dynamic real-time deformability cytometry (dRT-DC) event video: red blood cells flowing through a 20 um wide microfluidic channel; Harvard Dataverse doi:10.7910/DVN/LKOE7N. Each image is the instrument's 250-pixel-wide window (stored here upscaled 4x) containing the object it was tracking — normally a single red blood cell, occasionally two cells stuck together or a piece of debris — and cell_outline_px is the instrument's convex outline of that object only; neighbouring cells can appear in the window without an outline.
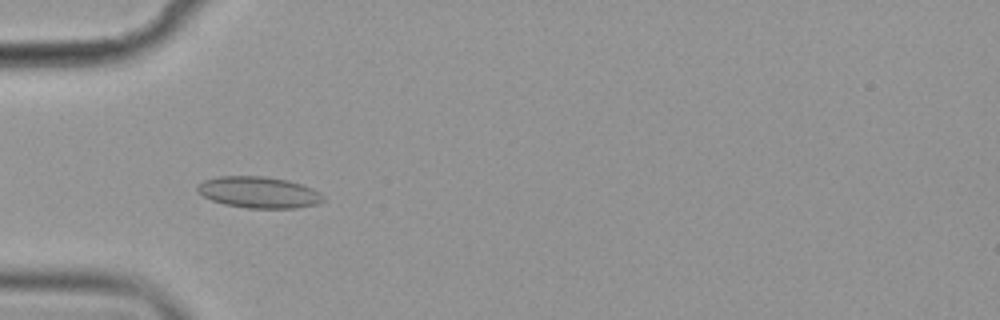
{"species": "common noctule bat (a hibernating species)", "species_latin": "Nyctalus noctula", "temperature_condition": "cold", "stored_images_in_passage": 57, "camera_frame_rate_fps": 3000, "um_per_image_px": 0.085, "animal": {"sex": "female", "body_mass_g": 19.9}, "frame": {"image": 1, "passage_image": 18, "time_ms": 5.667, "image_size_px": [1000, 320], "cell_outline_px": [[324, 200], [316, 204], [296, 208], [248, 208], [224, 204], [212, 200], [196, 192], [196, 188], [204, 180], [220, 176], [264, 176], [288, 180], [312, 188], [320, 192], [324, 196]], "centroid_in_image_um": [22.0, 16.35], "position_along_channel_um": 63.0, "area_um2": 22.95}}
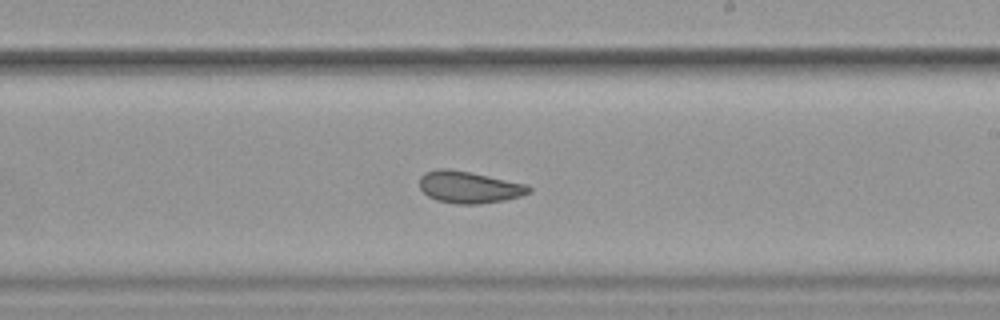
{"frame": {"image": 2, "passage_image": 34, "time_ms": 11.0, "image_size_px": [1000, 320], "cell_outline_px": [[532, 192], [520, 196], [504, 200], [476, 204], [456, 204], [436, 200], [428, 196], [420, 188], [420, 176], [424, 172], [440, 168], [448, 168], [528, 184], [532, 188]], "centroid_in_image_um": [39.87, 15.91], "position_along_channel_um": 249.1, "area_um2": 20.29}}
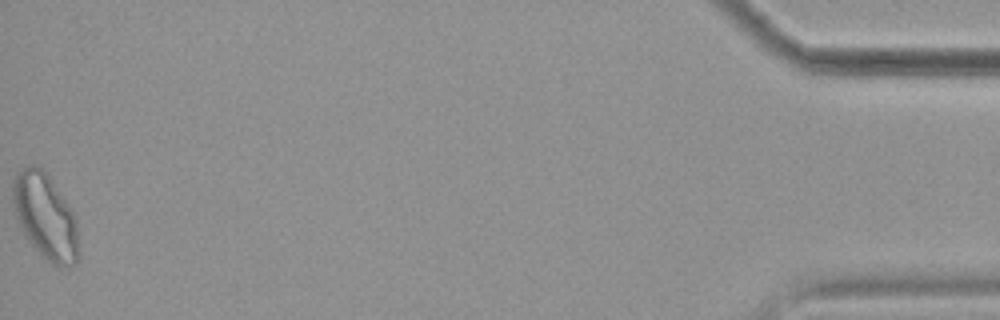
{"frame": {"image": 3, "passage_image": 57, "time_ms": 18.667, "image_size_px": [1000, 320], "cell_outline_px": [[80, 256], [72, 264], [52, 264], [40, 256], [28, 240], [20, 228], [16, 216], [12, 200], [12, 184], [16, 172], [32, 164], [40, 164], [76, 216], [80, 252]], "centroid_in_image_um": [3.84, 18.38], "position_along_channel_um": 431.4, "area_um2": 32.95}, "authors_computed_cell_mechanics": {"area_um2": 22.4842, "velocity_mm_per_s": 3.5539, "shape_relaxation_time_tau1_ms": null, "shape_relaxation_time_tau2_ms": 2.0838, "deformation_change_tau1": null, "deformation_change_tau2": 0.0644}}